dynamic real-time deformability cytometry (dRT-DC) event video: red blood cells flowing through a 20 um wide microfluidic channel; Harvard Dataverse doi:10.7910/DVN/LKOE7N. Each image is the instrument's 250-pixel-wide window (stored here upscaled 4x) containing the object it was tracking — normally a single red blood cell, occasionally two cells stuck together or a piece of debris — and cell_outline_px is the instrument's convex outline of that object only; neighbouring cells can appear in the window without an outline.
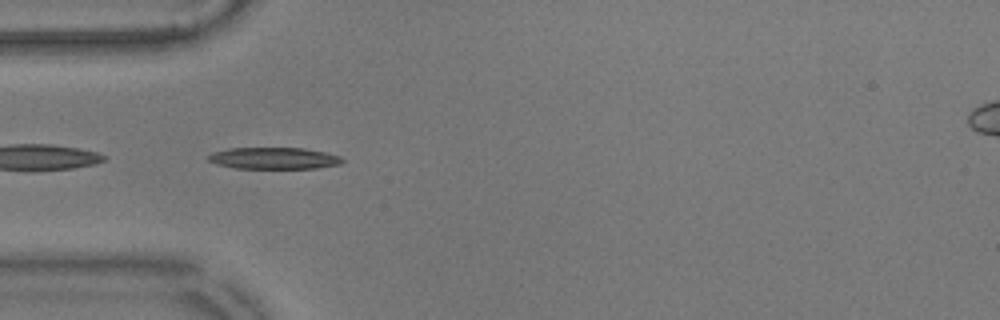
{"species": "common noctule bat (a hibernating species)", "species_latin": "Nyctalus noctula", "temperature_condition": "warm", "stored_images_in_passage": 41, "camera_frame_rate_fps": 3000, "um_per_image_px": 0.085, "animal": {"sex": "male", "body_mass_g": 17.9}, "frame": {"image": 1, "passage_image": 1, "time_ms": 0.0, "image_size_px": [1000, 320], "cell_outline_px": [[344, 160], [340, 164], [316, 168], [236, 168], [216, 164], [208, 160], [208, 156], [212, 152], [232, 148], [304, 148], [324, 152], [340, 156]], "centroid_in_image_um": [23.28, 13.45], "position_along_channel_um": 61.7, "area_um2": 16.76}, "authors_computed_cell_mechanics": {"area_um2": 16.6464, "velocity_mm_per_s": 3.568, "shape_relaxation_time_tau1_ms": 3.7286, "shape_relaxation_time_tau2_ms": 2.0528, "deformation_change_tau1": 0.1935, "deformation_change_tau2": 0.1183}}